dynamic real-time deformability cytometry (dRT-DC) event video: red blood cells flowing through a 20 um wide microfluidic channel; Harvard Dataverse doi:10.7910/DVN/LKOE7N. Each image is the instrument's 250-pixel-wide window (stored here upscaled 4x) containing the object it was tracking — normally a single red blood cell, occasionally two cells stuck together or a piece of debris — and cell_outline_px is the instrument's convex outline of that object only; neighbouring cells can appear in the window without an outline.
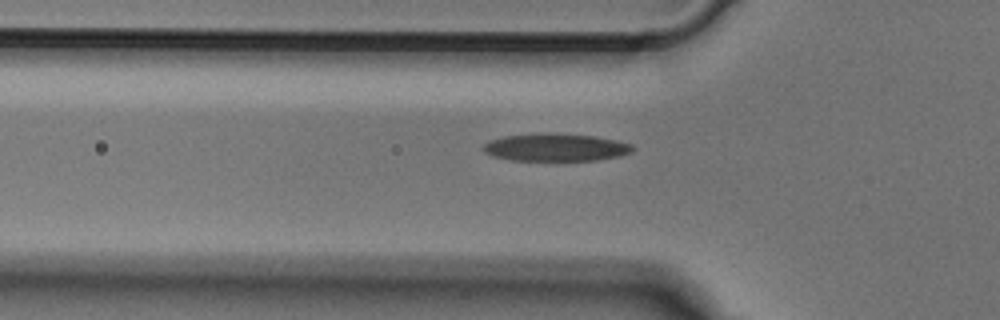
{"species": "Egyptian fruit bat (a non-hibernating species)", "species_latin": "Rousettus aegyptiacus", "temperature_condition": "cold", "stored_images_in_passage": 38, "camera_frame_rate_fps": 3000, "um_per_image_px": 0.085, "animal": {"sex": "male"}, "frame": {"image": 1, "passage_image": 5, "time_ms": 1.333, "image_size_px": [1000, 320], "cell_outline_px": [[636, 148], [632, 152], [620, 156], [596, 160], [508, 160], [492, 156], [484, 152], [484, 144], [488, 140], [504, 136], [544, 132], [548, 132], [592, 136], [616, 140], [632, 144]], "centroid_in_image_um": [47.23, 12.52], "position_along_channel_um": 78.6, "area_um2": 24.22}}
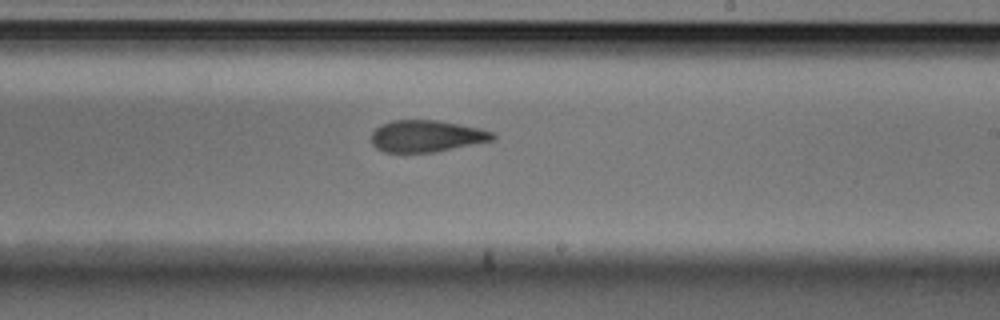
{"frame": {"image": 2, "passage_image": 18, "time_ms": 5.667, "image_size_px": [1000, 320], "cell_outline_px": [[496, 140], [432, 152], [384, 152], [376, 148], [372, 144], [372, 132], [380, 124], [392, 120], [436, 120], [476, 128], [492, 132], [496, 136]], "centroid_in_image_um": [36.22, 11.57], "position_along_channel_um": 252.8, "area_um2": 22.25}}
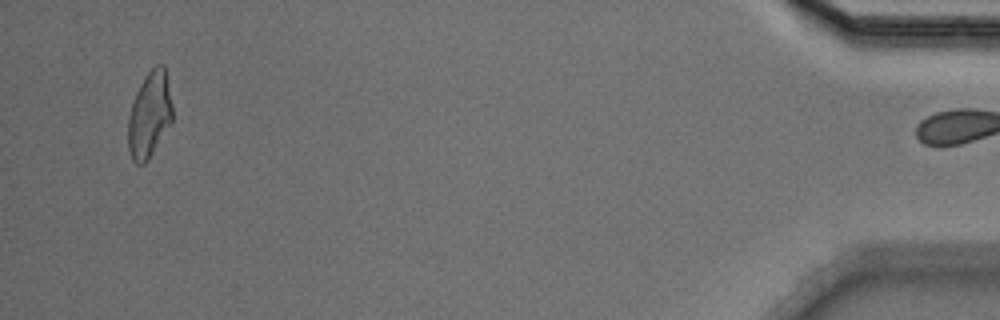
{"frame": {"image": 3, "passage_image": 37, "time_ms": 12.0, "image_size_px": [1000, 320], "cell_outline_px": [[172, 120], [148, 160], [144, 164], [136, 164], [132, 160], [128, 148], [128, 116], [132, 100], [140, 84], [148, 72], [156, 64], [164, 64], [172, 104]], "centroid_in_image_um": [12.69, 9.75], "position_along_channel_um": 422.5, "area_um2": 22.14}}